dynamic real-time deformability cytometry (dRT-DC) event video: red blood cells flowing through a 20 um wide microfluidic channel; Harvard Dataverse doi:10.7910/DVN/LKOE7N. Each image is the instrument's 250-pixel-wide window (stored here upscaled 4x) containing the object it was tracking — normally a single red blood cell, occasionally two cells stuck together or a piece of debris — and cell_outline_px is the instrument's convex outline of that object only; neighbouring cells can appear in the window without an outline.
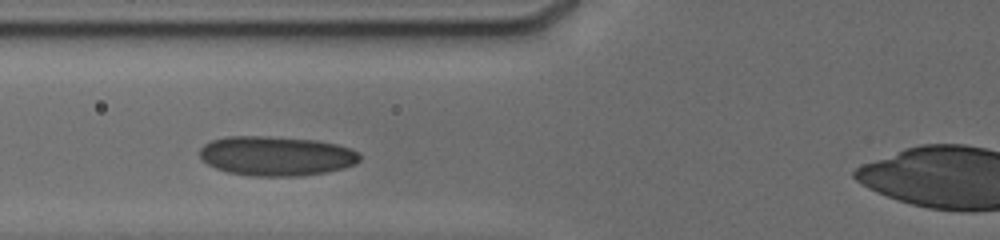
{"species": "human", "species_latin": "Homo sapiens", "temperature_condition": "cold", "stored_images_in_passage": 12, "camera_frame_rate_fps": 3000, "um_per_image_px": 0.085, "donor": {"sex": "male"}, "frame": {"image": 1, "passage_image": 3, "time_ms": 2.333, "image_size_px": [1000, 240], "cell_outline_px": [[360, 160], [356, 164], [344, 168], [324, 172], [300, 176], [252, 176], [228, 172], [216, 168], [208, 164], [200, 156], [200, 148], [204, 144], [212, 140], [224, 136], [268, 136], [320, 140], [352, 148], [360, 152]], "centroid_in_image_um": [23.51, 13.24], "position_along_channel_um": 102.3, "area_um2": 37.17}}
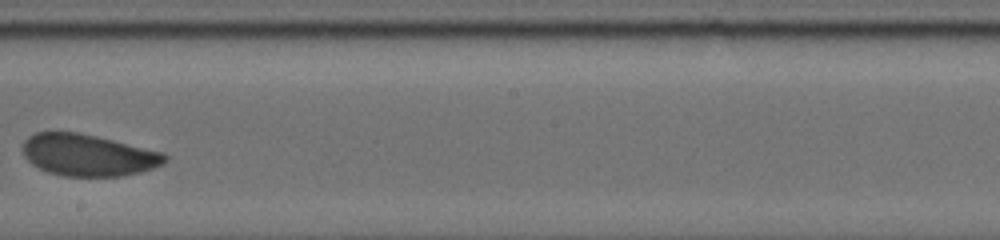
{"frame": {"image": 2, "passage_image": 6, "time_ms": 6.0, "image_size_px": [1000, 240], "cell_outline_px": [[168, 160], [164, 164], [156, 168], [124, 176], [64, 176], [48, 172], [32, 164], [24, 156], [24, 140], [28, 136], [36, 132], [76, 132], [96, 136], [164, 152], [168, 156]], "centroid_in_image_um": [7.54, 13.19], "position_along_channel_um": 240.7, "area_um2": 34.68}}
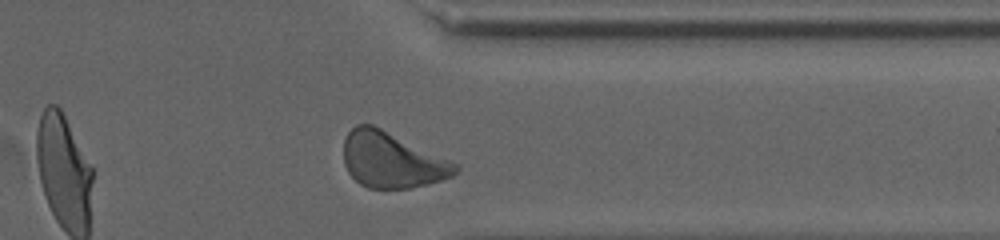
{"frame": {"image": 3, "passage_image": 11, "time_ms": 9.667, "image_size_px": [1000, 240], "cell_outline_px": [[460, 168], [452, 176], [428, 184], [412, 188], [368, 188], [360, 184], [348, 172], [344, 164], [344, 140], [348, 132], [356, 124], [372, 124], [460, 164]], "centroid_in_image_um": [33.32, 13.6], "position_along_channel_um": 378.1, "area_um2": 36.24}, "authors_computed_cell_mechanics": {"area_um2": 35.7782, "velocity_mm_per_s": 3.7773, "shape_relaxation_time_tau1_ms": null, "shape_relaxation_time_tau2_ms": 3.1348, "deformation_change_tau1": null, "deformation_change_tau2": 0.0545}}